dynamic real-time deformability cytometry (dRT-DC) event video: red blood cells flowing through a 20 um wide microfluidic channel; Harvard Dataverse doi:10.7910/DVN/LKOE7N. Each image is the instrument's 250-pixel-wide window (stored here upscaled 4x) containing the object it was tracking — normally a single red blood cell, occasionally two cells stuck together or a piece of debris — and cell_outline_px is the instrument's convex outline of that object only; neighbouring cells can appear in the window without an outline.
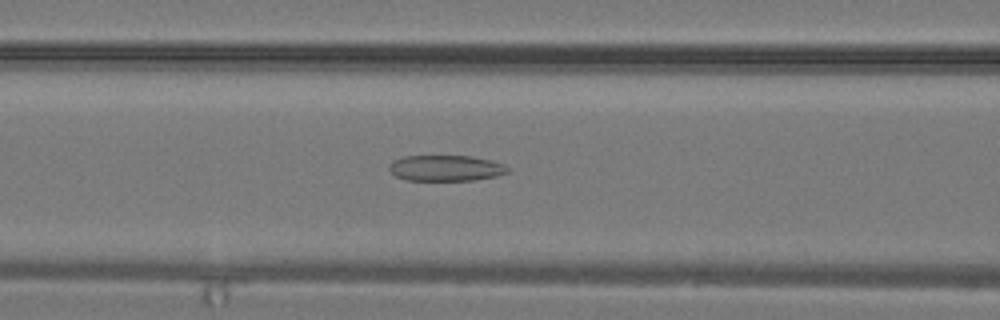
{"species": "common noctule bat (a hibernating species)", "species_latin": "Nyctalus noctula", "temperature_condition": "warm", "stored_images_in_passage": 22, "camera_frame_rate_fps": 3000, "um_per_image_px": 0.085, "animal": {"sex": "male", "body_mass_g": 19.2, "forearm_length_mm": 51.8}, "frame": {"image": 1, "passage_image": 13, "time_ms": 4.0, "image_size_px": [1000, 320], "cell_outline_px": [[508, 172], [496, 176], [472, 180], [404, 180], [396, 176], [388, 168], [392, 160], [404, 156], [472, 156], [492, 160], [504, 164], [508, 168]], "centroid_in_image_um": [37.88, 14.28], "position_along_channel_um": 128.7, "area_um2": 17.86}}
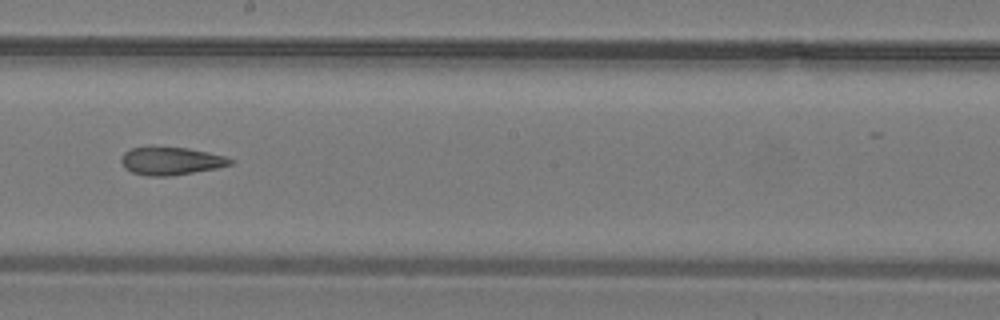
{"frame": {"image": 2, "passage_image": 18, "time_ms": 5.667, "image_size_px": [1000, 320], "cell_outline_px": [[236, 160], [232, 164], [216, 168], [168, 176], [148, 176], [132, 172], [124, 168], [120, 160], [124, 152], [132, 148], [188, 148], [208, 152], [224, 156]], "centroid_in_image_um": [14.54, 13.69], "position_along_channel_um": 233.7, "area_um2": 17.4}}
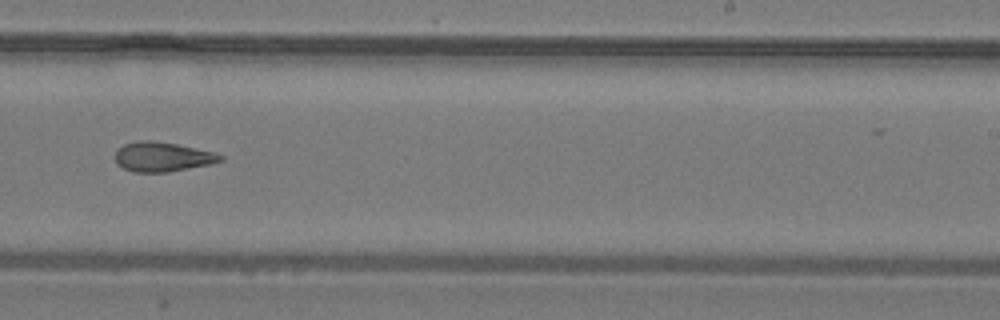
{"frame": {"image": 3, "passage_image": 20, "time_ms": 6.333, "image_size_px": [1000, 320], "cell_outline_px": [[224, 160], [212, 164], [168, 172], [132, 172], [116, 164], [116, 148], [124, 144], [136, 140], [152, 140], [176, 144], [216, 152], [224, 156]], "centroid_in_image_um": [13.82, 13.32], "position_along_channel_um": 275.2, "area_um2": 18.38}}